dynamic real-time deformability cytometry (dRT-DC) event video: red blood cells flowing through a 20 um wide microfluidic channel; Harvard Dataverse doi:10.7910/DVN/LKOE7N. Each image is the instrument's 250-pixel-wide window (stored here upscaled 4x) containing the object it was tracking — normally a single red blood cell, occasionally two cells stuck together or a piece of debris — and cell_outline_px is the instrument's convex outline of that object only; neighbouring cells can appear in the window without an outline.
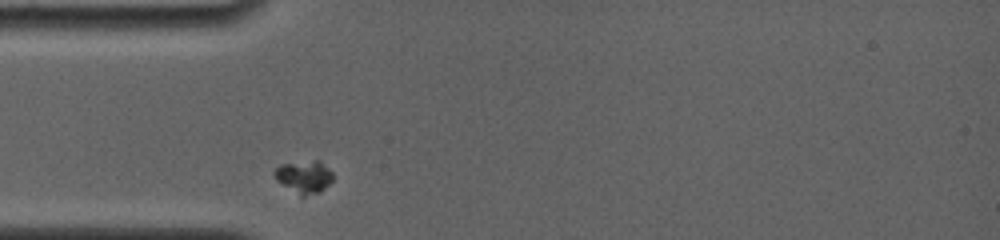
{"species": "common noctule bat (a hibernating species)", "species_latin": "Nyctalus noctula", "temperature_condition": "room temperature", "stored_images_in_passage": 1, "camera_frame_rate_fps": 4000, "um_per_image_px": 0.085, "animal": {"sex": "female", "body_mass_g": 19.0, "forearm_length_mm": 56.7}, "frame": {"image": 1, "passage_image": 1, "time_ms": 0.0, "image_size_px": [1000, 240], "cell_outline_px": [[332, 180], [320, 192], [304, 196], [300, 196], [276, 180], [272, 172], [280, 164], [316, 160], [320, 160], [332, 172]], "centroid_in_image_um": [25.83, 15.02], "position_along_channel_um": 59.2, "area_um2": 11.04}}